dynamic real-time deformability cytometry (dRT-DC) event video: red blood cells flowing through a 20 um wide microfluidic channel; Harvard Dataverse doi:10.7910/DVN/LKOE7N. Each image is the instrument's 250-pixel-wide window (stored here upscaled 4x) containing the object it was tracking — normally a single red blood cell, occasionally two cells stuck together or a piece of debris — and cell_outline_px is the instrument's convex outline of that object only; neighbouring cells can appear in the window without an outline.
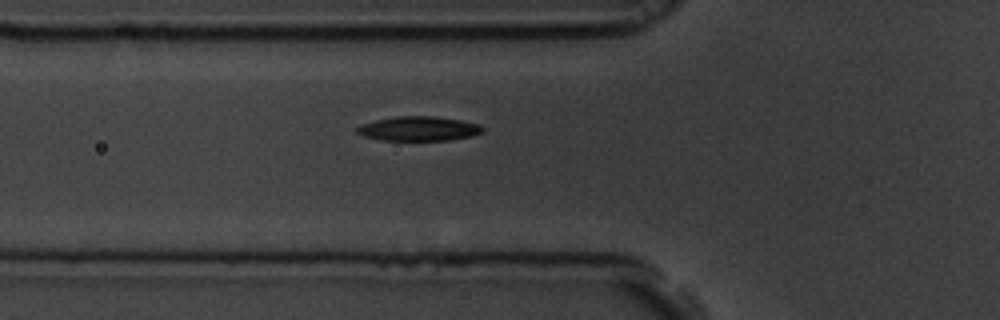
{"species": "common noctule bat (a hibernating species)", "species_latin": "Nyctalus noctula", "temperature_condition": "room temperature", "stored_images_in_passage": 5, "camera_frame_rate_fps": 3000, "um_per_image_px": 0.085, "animal": {"sex": "male", "body_mass_g": 19.5, "forearm_length_mm": 54.6}, "frame": {"image": 1, "passage_image": 5, "time_ms": 1.333, "image_size_px": [1000, 320], "cell_outline_px": [[484, 132], [472, 136], [448, 140], [380, 140], [364, 136], [356, 132], [356, 128], [360, 124], [376, 120], [396, 116], [436, 116], [460, 120], [480, 124], [484, 128]], "centroid_in_image_um": [35.6, 10.93], "position_along_channel_um": 90.2, "area_um2": 17.98}}